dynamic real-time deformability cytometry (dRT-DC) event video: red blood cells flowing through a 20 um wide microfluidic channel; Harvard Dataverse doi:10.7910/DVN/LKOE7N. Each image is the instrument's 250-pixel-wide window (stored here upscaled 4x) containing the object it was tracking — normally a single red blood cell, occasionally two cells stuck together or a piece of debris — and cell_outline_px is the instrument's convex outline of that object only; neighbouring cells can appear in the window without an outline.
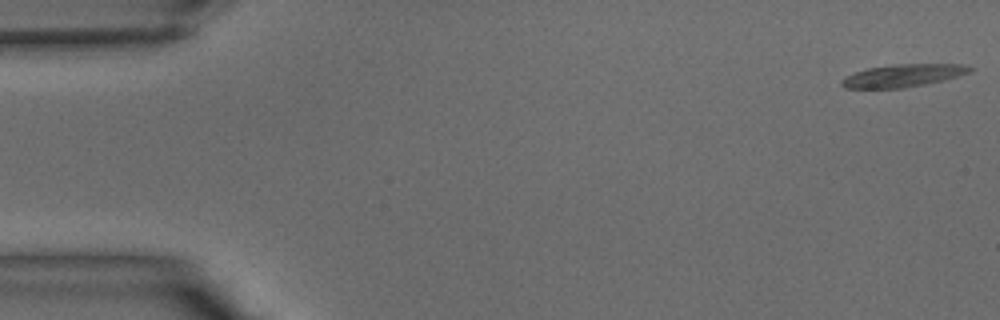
{"species": "common noctule bat (a hibernating species)", "species_latin": "Nyctalus noctula", "temperature_condition": "warm", "stored_images_in_passage": 39, "camera_frame_rate_fps": 3000, "um_per_image_px": 0.085, "animal": {"sex": "male", "body_mass_g": 15.6}, "frame": {"image": 1, "passage_image": 1, "time_ms": 0.0, "image_size_px": [1000, 320], "cell_outline_px": [[972, 68], [968, 72], [944, 80], [904, 88], [844, 88], [840, 84], [840, 80], [856, 72], [868, 68], [896, 64], [960, 64]], "centroid_in_image_um": [76.71, 6.43], "position_along_channel_um": 8.3, "area_um2": 16.59}}
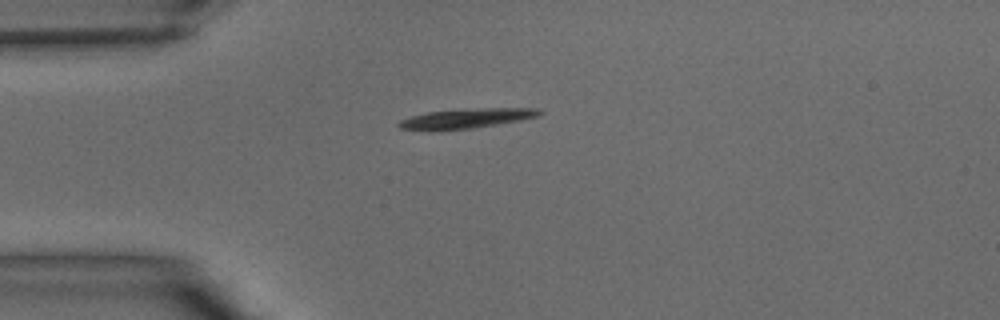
{"frame": {"image": 2, "passage_image": 10, "time_ms": 3.0, "image_size_px": [1000, 320], "cell_outline_px": [[544, 112], [536, 116], [520, 120], [472, 128], [436, 132], [428, 132], [400, 128], [396, 124], [400, 120], [412, 116], [428, 112], [484, 108], [540, 108]], "centroid_in_image_um": [39.57, 10.09], "position_along_channel_um": 45.4, "area_um2": 16.3}}
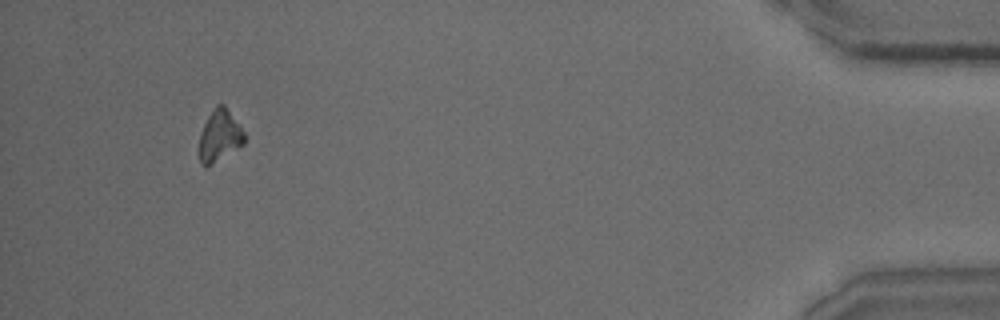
{"frame": {"image": 3, "passage_image": 37, "time_ms": 12.0, "image_size_px": [1000, 320], "cell_outline_px": [[244, 144], [212, 164], [204, 168], [200, 164], [196, 152], [200, 132], [208, 116], [216, 104], [224, 104], [240, 124], [244, 132]], "centroid_in_image_um": [18.61, 11.57], "position_along_channel_um": 416.6, "area_um2": 14.05}}